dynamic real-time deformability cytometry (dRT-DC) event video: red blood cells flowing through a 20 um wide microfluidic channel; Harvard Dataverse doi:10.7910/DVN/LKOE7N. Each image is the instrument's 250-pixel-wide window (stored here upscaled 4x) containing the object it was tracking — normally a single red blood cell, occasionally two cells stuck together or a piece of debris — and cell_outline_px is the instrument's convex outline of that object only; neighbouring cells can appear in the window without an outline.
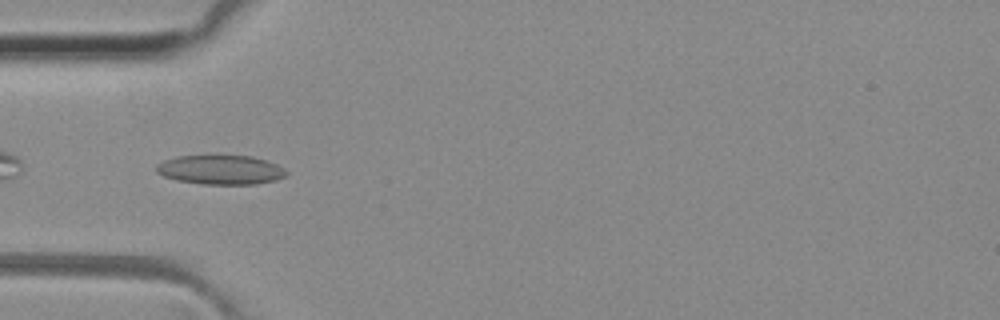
{"species": "common noctule bat (a hibernating species)", "species_latin": "Nyctalus noctula", "temperature_condition": "room temperature", "stored_images_in_passage": 28, "camera_frame_rate_fps": 3000, "um_per_image_px": 0.085, "animal": {"sex": "female", "body_mass_g": 29.2, "forearm_length_mm": 56.3}, "frame": {"image": 1, "passage_image": 2, "time_ms": 0.333, "image_size_px": [1000, 320], "cell_outline_px": [[288, 172], [284, 176], [276, 180], [256, 184], [204, 184], [176, 180], [164, 176], [156, 172], [156, 164], [164, 160], [176, 156], [252, 156], [276, 164], [284, 168]], "centroid_in_image_um": [18.74, 14.43], "position_along_channel_um": 66.3, "area_um2": 22.08}}
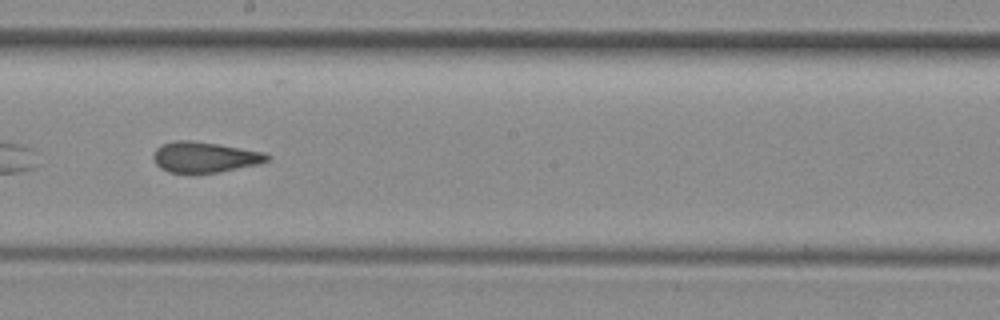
{"frame": {"image": 2, "passage_image": 14, "time_ms": 4.333, "image_size_px": [1000, 320], "cell_outline_px": [[272, 156], [268, 160], [256, 164], [216, 172], [168, 172], [160, 168], [156, 164], [152, 156], [156, 148], [160, 144], [176, 140], [192, 140], [264, 152]], "centroid_in_image_um": [17.34, 13.34], "position_along_channel_um": 230.9, "area_um2": 20.0}}
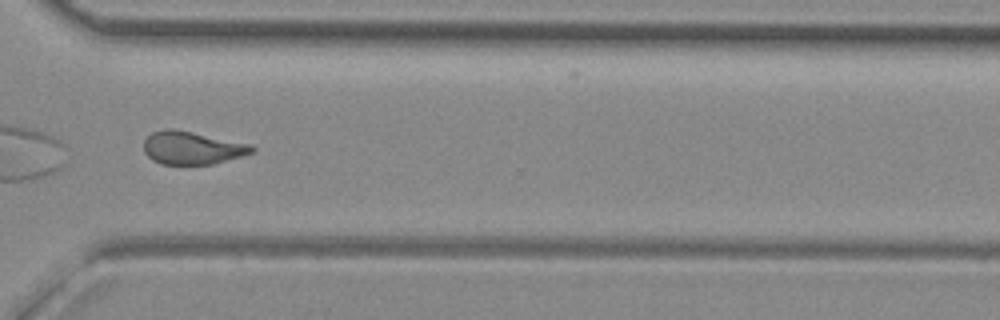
{"frame": {"image": 3, "passage_image": 23, "time_ms": 7.333, "image_size_px": [1000, 320], "cell_outline_px": [[256, 152], [212, 164], [160, 164], [152, 160], [144, 152], [144, 140], [152, 132], [164, 128], [176, 128], [252, 144], [256, 148]], "centroid_in_image_um": [16.35, 12.55], "position_along_channel_um": 354.3, "area_um2": 21.1}, "authors_computed_cell_mechanics": {"area_um2": 20.7502, "velocity_mm_per_s": 4.1061, "shape_relaxation_time_tau1_ms": null, "shape_relaxation_time_tau2_ms": 1.5089, "deformation_change_tau1": null, "deformation_change_tau2": 0.08}}